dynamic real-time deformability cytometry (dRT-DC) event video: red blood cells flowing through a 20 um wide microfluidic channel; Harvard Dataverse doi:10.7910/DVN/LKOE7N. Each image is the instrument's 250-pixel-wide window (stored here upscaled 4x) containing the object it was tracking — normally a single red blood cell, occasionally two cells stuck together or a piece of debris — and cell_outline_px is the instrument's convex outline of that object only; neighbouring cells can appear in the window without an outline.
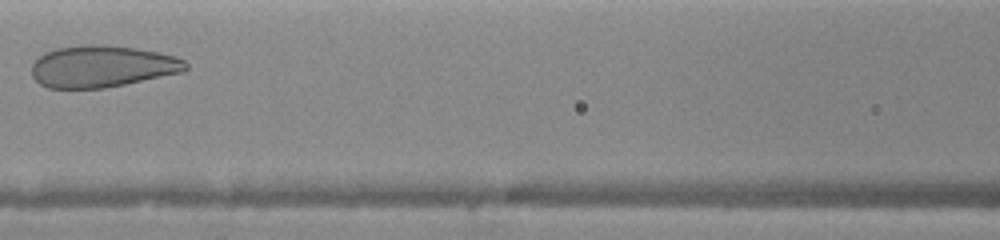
{"species": "human", "species_latin": "Homo sapiens", "temperature_condition": "warm", "stored_images_in_passage": 6, "camera_frame_rate_fps": 3000, "um_per_image_px": 0.085, "donor": {"sex": "female"}, "frame": {"image": 1, "passage_image": 5, "time_ms": 2.667, "image_size_px": [1000, 240], "cell_outline_px": [[188, 68], [184, 72], [104, 88], [48, 88], [40, 84], [32, 76], [32, 64], [44, 52], [56, 48], [84, 44], [104, 44], [136, 48], [176, 56], [184, 60], [188, 64]], "centroid_in_image_um": [8.68, 5.63], "position_along_channel_um": 157.9, "area_um2": 37.63}}